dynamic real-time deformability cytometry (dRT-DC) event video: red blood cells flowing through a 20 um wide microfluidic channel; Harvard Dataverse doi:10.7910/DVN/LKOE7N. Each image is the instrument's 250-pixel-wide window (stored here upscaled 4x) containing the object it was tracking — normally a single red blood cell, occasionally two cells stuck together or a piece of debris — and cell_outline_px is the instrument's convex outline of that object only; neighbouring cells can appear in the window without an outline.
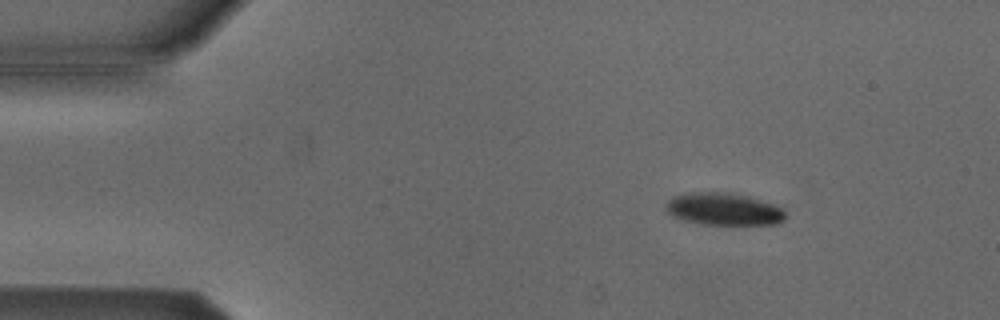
{"species": "Egyptian fruit bat (a non-hibernating species)", "species_latin": "Rousettus aegyptiacus", "temperature_condition": "cold", "stored_images_in_passage": 4, "camera_frame_rate_fps": 3000, "um_per_image_px": 0.085, "animal": {"sex": "male"}, "frame": {"image": 1, "passage_image": 2, "time_ms": 0.333, "image_size_px": [1000, 320], "cell_outline_px": [[784, 220], [776, 224], [704, 224], [684, 220], [672, 216], [664, 208], [664, 204], [672, 196], [688, 192], [728, 192], [748, 196], [772, 204], [780, 208], [784, 212]], "centroid_in_image_um": [61.44, 17.76], "position_along_channel_um": 23.6, "area_um2": 22.43}}